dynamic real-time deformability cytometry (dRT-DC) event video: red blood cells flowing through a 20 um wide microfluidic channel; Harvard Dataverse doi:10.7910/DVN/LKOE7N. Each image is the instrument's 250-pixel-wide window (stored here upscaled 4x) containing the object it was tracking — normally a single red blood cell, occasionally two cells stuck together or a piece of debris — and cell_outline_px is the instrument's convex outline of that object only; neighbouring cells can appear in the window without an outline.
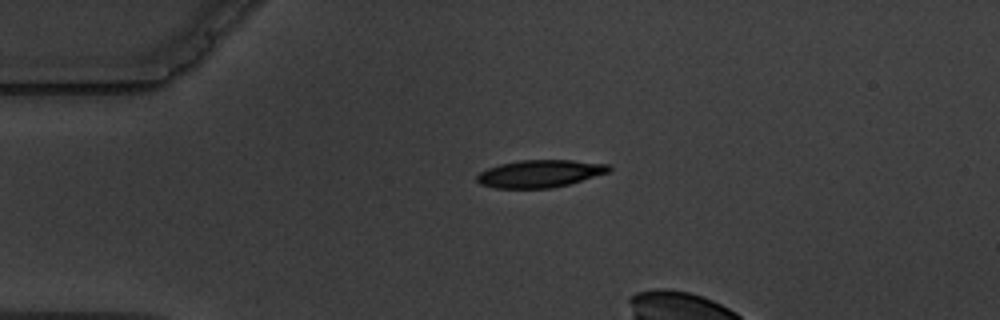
{"species": "common noctule bat (a hibernating species)", "species_latin": "Nyctalus noctula", "temperature_condition": "warm", "stored_images_in_passage": 3, "camera_frame_rate_fps": 3000, "um_per_image_px": 0.085, "animal": {"sex": "male", "body_mass_g": 19.5, "forearm_length_mm": 54.6}, "frame": {"image": 1, "passage_image": 1, "time_ms": 0.0, "image_size_px": [1000, 320], "cell_outline_px": [[612, 168], [608, 172], [568, 184], [552, 188], [496, 188], [480, 184], [476, 180], [476, 176], [480, 172], [488, 168], [500, 164], [520, 160], [572, 160], [608, 164]], "centroid_in_image_um": [45.87, 14.75], "position_along_channel_um": 39.1, "area_um2": 20.98}}